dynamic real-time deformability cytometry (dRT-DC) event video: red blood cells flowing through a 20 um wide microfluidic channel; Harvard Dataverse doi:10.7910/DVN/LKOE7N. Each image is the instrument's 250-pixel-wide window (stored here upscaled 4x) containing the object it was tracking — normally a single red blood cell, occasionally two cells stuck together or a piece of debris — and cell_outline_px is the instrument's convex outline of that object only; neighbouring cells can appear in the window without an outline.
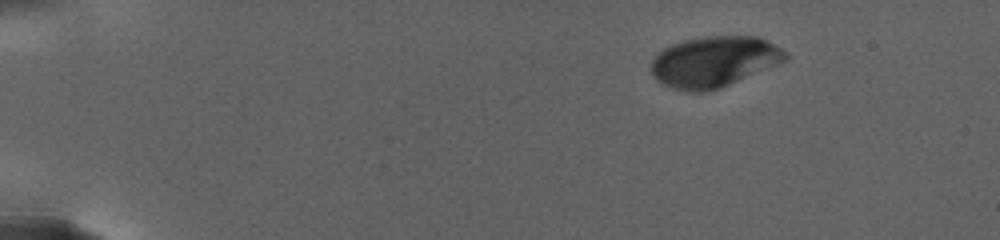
{"species": "human", "species_latin": "Homo sapiens", "temperature_condition": "warm", "stored_images_in_passage": 38, "camera_frame_rate_fps": 3000, "um_per_image_px": 0.085, "donor": {"sex": "female"}, "frame": {"image": 1, "passage_image": 1, "time_ms": 0.0, "image_size_px": [1000, 240], "cell_outline_px": [[788, 56], [784, 60], [776, 64], [716, 88], [704, 92], [692, 92], [676, 88], [664, 84], [656, 80], [652, 72], [652, 60], [664, 48], [672, 44], [684, 40], [704, 36], [756, 36], [780, 48]], "centroid_in_image_um": [60.64, 5.22], "position_along_channel_um": 24.4, "area_um2": 38.49}}
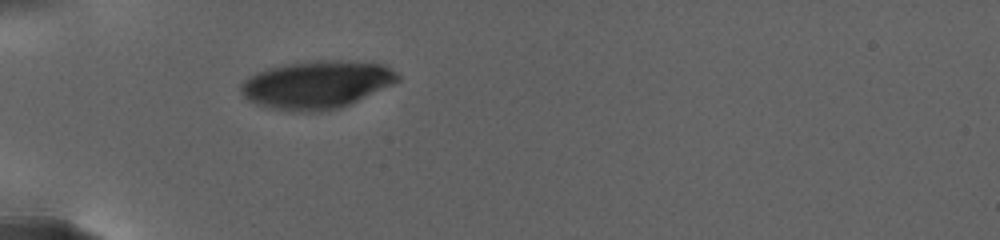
{"frame": {"image": 2, "passage_image": 26, "time_ms": 5.333, "image_size_px": [1000, 240], "cell_outline_px": [[400, 80], [392, 84], [340, 108], [320, 112], [292, 112], [268, 108], [256, 104], [248, 100], [244, 96], [240, 88], [240, 84], [248, 76], [256, 72], [268, 68], [288, 64], [320, 60], [340, 60], [380, 64], [396, 72], [400, 76]], "centroid_in_image_um": [26.86, 7.21], "position_along_channel_um": 58.1, "area_um2": 43.58}}
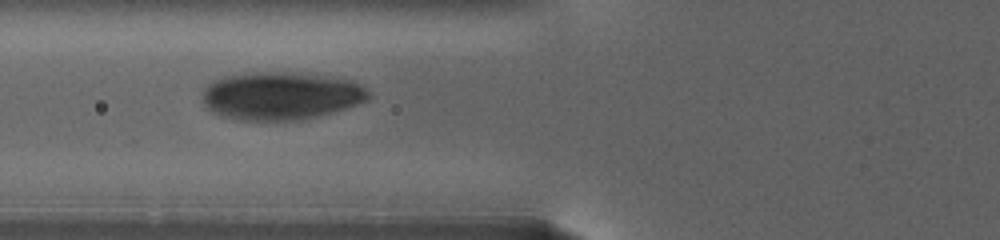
{"frame": {"image": 3, "passage_image": 37, "time_ms": 7.667, "image_size_px": [1000, 240], "cell_outline_px": [[368, 100], [308, 120], [236, 120], [212, 112], [208, 108], [204, 100], [204, 88], [212, 80], [228, 76], [252, 72], [308, 72], [336, 76], [352, 80], [360, 84], [368, 92]], "centroid_in_image_um": [23.92, 8.13], "position_along_channel_um": 101.9, "area_um2": 46.76}}